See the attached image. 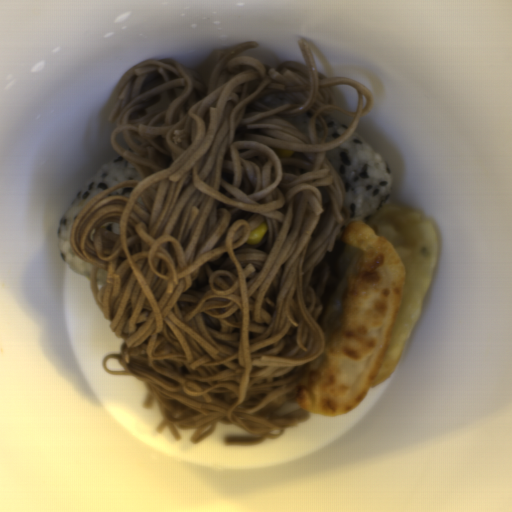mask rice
<instances>
[{
  "label": "rice",
  "mask_w": 512,
  "mask_h": 512,
  "mask_svg": "<svg viewBox=\"0 0 512 512\" xmlns=\"http://www.w3.org/2000/svg\"><path fill=\"white\" fill-rule=\"evenodd\" d=\"M325 121L328 127V135L326 137V142H331L342 136L346 133L348 129V125L335 118L332 115L325 116Z\"/></svg>",
  "instance_id": "rice-3"
},
{
  "label": "rice",
  "mask_w": 512,
  "mask_h": 512,
  "mask_svg": "<svg viewBox=\"0 0 512 512\" xmlns=\"http://www.w3.org/2000/svg\"><path fill=\"white\" fill-rule=\"evenodd\" d=\"M344 184V206L349 223L354 219L369 221L381 209L390 206L393 172L379 151L355 132L344 142L326 152Z\"/></svg>",
  "instance_id": "rice-1"
},
{
  "label": "rice",
  "mask_w": 512,
  "mask_h": 512,
  "mask_svg": "<svg viewBox=\"0 0 512 512\" xmlns=\"http://www.w3.org/2000/svg\"><path fill=\"white\" fill-rule=\"evenodd\" d=\"M140 178L138 170L121 154L111 158L97 172L85 180L76 196L62 213L58 242L60 255L80 276L92 282L91 264L72 248L71 233L79 213L102 191L127 180Z\"/></svg>",
  "instance_id": "rice-2"
}]
</instances>
